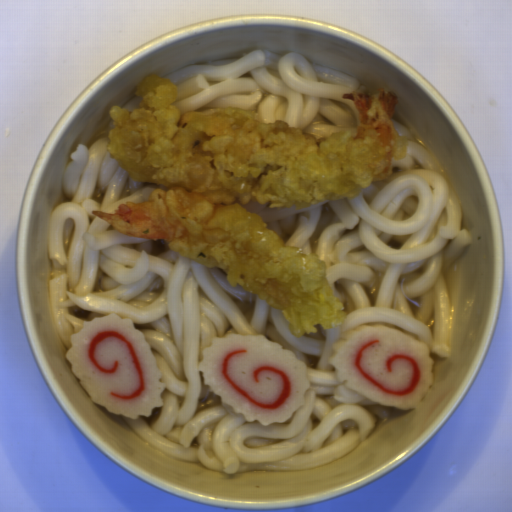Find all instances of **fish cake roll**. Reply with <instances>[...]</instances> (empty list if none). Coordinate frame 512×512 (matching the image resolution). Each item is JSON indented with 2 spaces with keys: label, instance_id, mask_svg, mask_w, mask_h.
I'll return each instance as SVG.
<instances>
[{
  "label": "fish cake roll",
  "instance_id": "obj_1",
  "mask_svg": "<svg viewBox=\"0 0 512 512\" xmlns=\"http://www.w3.org/2000/svg\"><path fill=\"white\" fill-rule=\"evenodd\" d=\"M197 368L222 404L264 427L287 423L310 387L306 363L264 334L215 337Z\"/></svg>",
  "mask_w": 512,
  "mask_h": 512
},
{
  "label": "fish cake roll",
  "instance_id": "obj_2",
  "mask_svg": "<svg viewBox=\"0 0 512 512\" xmlns=\"http://www.w3.org/2000/svg\"><path fill=\"white\" fill-rule=\"evenodd\" d=\"M66 358L92 402L136 420L164 404V385L152 347L134 321L117 314L95 317L70 336Z\"/></svg>",
  "mask_w": 512,
  "mask_h": 512
},
{
  "label": "fish cake roll",
  "instance_id": "obj_3",
  "mask_svg": "<svg viewBox=\"0 0 512 512\" xmlns=\"http://www.w3.org/2000/svg\"><path fill=\"white\" fill-rule=\"evenodd\" d=\"M332 350L336 380L381 407L414 408L435 383L428 343L382 323L342 332Z\"/></svg>",
  "mask_w": 512,
  "mask_h": 512
}]
</instances>
